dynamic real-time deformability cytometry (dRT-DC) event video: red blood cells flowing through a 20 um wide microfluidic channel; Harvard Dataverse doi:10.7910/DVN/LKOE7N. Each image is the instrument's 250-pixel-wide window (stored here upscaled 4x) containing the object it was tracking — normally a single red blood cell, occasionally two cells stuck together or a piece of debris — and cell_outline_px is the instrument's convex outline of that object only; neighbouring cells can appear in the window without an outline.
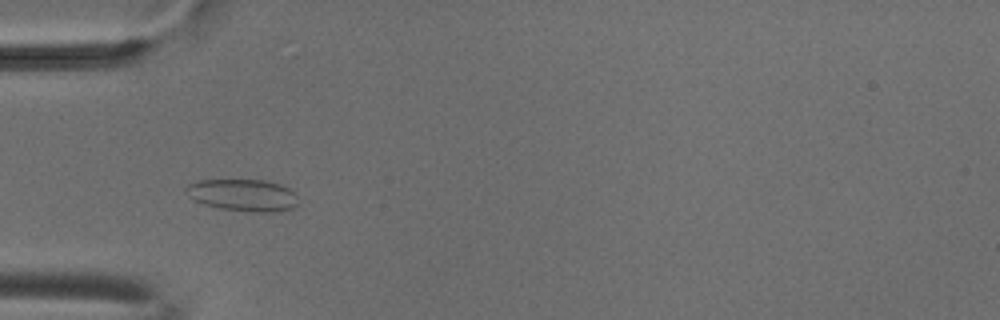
{"species": "common noctule bat (a hibernating species)", "species_latin": "Nyctalus noctula", "temperature_condition": "cold", "stored_images_in_passage": 7, "camera_frame_rate_fps": 3000, "um_per_image_px": 0.085, "animal": {"sex": "male", "body_mass_g": 18.8}, "frame": {"image": 1, "passage_image": 3, "time_ms": 0.667, "image_size_px": [1000, 320], "cell_outline_px": [[300, 204], [292, 208], [280, 212], [248, 212], [220, 208], [204, 204], [188, 196], [184, 188], [188, 184], [200, 180], [264, 180], [280, 184], [288, 188], [296, 196]], "centroid_in_image_um": [20.67, 16.6], "position_along_channel_um": 64.3, "area_um2": 21.04}}
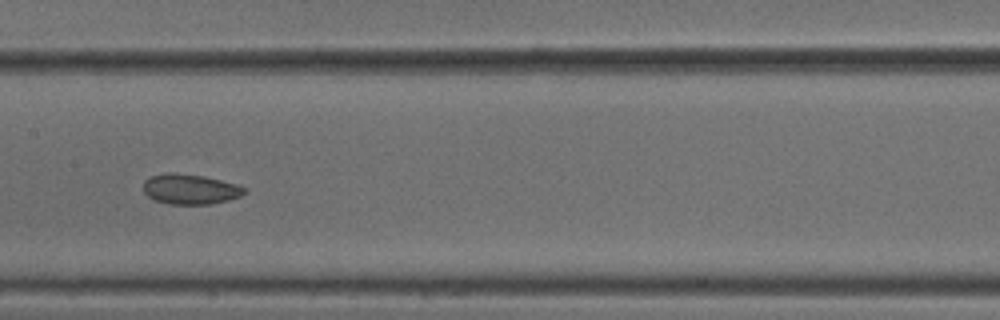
{"frame": {"image": 2, "passage_image": 6, "time_ms": 1.667, "image_size_px": [1000, 320], "cell_outline_px": [[248, 192], [240, 196], [228, 200], [212, 204], [168, 204], [156, 200], [148, 196], [144, 192], [144, 180], [152, 176], [168, 172], [172, 172], [204, 176], [236, 184], [248, 188]], "centroid_in_image_um": [16.2, 16.08], "position_along_channel_um": 191.2, "area_um2": 17.8}}
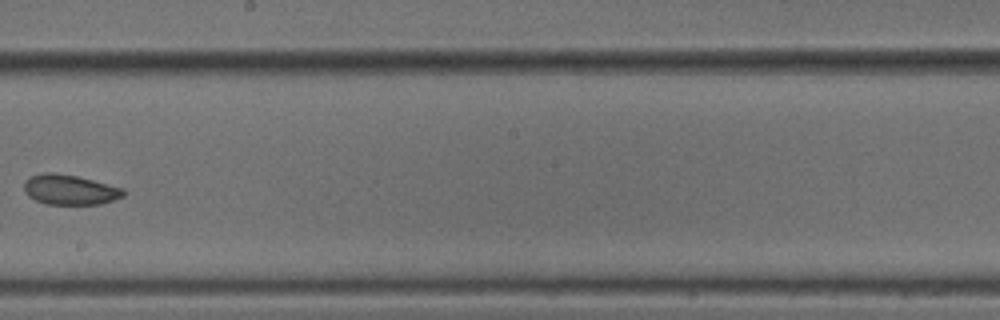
{"frame": {"image": 3, "passage_image": 7, "time_ms": 2.0, "image_size_px": [1000, 320], "cell_outline_px": [[124, 196], [100, 204], [44, 204], [28, 196], [24, 192], [24, 180], [32, 176], [44, 172], [52, 172], [76, 176], [124, 188]], "centroid_in_image_um": [5.91, 16.13], "position_along_channel_um": 242.3, "area_um2": 17.34}}